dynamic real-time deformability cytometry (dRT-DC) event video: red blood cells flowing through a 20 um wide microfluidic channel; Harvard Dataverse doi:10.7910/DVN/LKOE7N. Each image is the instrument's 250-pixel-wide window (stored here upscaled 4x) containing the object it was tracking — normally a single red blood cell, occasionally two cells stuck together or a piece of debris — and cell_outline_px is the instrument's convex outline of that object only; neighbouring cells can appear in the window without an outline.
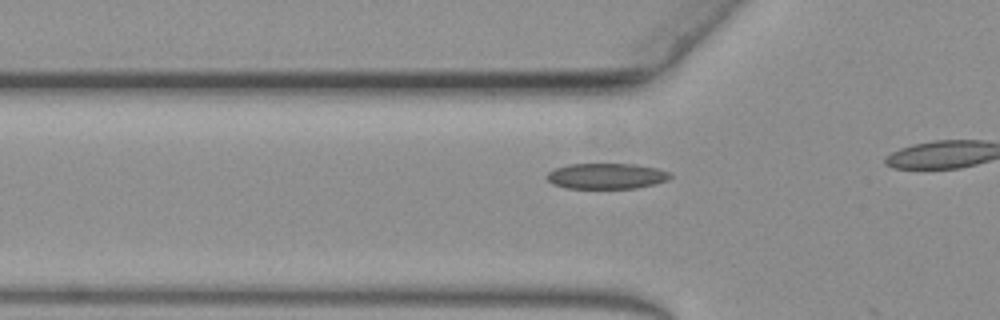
{"species": "common noctule bat (a hibernating species)", "species_latin": "Nyctalus noctula", "temperature_condition": "warm", "stored_images_in_passage": 9, "camera_frame_rate_fps": 3000, "um_per_image_px": 0.085, "animal": {"sex": "female", "body_mass_g": 19.3, "forearm_length_mm": 54.1}, "frame": {"image": 1, "passage_image": 8, "time_ms": 2.333, "image_size_px": [1000, 320], "cell_outline_px": [[672, 176], [668, 180], [636, 188], [568, 188], [552, 184], [544, 176], [548, 172], [556, 168], [568, 164], [636, 164], [656, 168], [672, 172]], "centroid_in_image_um": [51.55, 14.96], "position_along_channel_um": 74.3, "area_um2": 18.5}}